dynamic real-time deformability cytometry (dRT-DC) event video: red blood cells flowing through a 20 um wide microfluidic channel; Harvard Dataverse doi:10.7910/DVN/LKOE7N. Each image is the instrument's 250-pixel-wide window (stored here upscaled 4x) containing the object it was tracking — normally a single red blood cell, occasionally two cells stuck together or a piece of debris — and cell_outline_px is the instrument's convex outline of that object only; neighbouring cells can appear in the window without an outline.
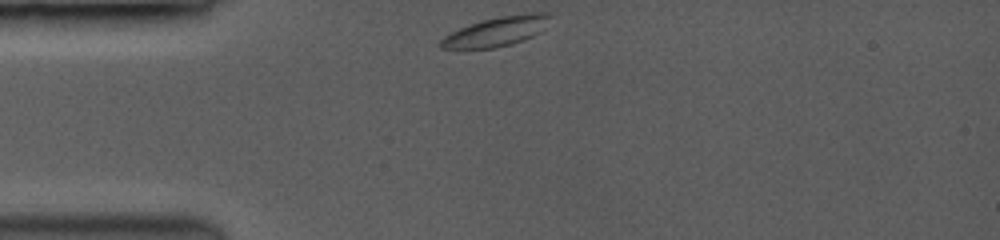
{"species": "common noctule bat (a hibernating species)", "species_latin": "Nyctalus noctula", "temperature_condition": "room temperature", "stored_images_in_passage": 4, "camera_frame_rate_fps": 3500, "um_per_image_px": 0.085, "animal": {"sex": "female", "body_mass_g": 19.0, "forearm_length_mm": 53.3}, "frame": {"image": 1, "passage_image": 1, "time_ms": 0.0, "image_size_px": [1000, 240], "cell_outline_px": [[552, 16], [540, 32], [524, 40], [512, 44], [492, 48], [440, 48], [440, 40], [444, 36], [460, 28], [484, 20], [500, 16], [524, 12], [552, 12]], "centroid_in_image_um": [42.27, 2.65], "position_along_channel_um": 42.7, "area_um2": 18.67}}
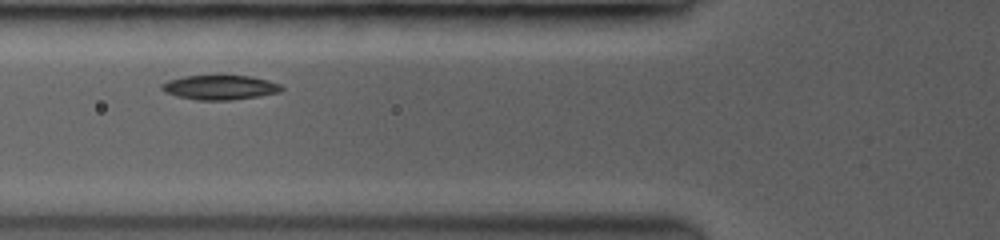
{"frame": {"image": 2, "passage_image": 3, "time_ms": 2.286, "image_size_px": [1000, 240], "cell_outline_px": [[284, 88], [280, 92], [256, 96], [228, 100], [200, 100], [180, 96], [168, 92], [160, 88], [160, 84], [168, 80], [184, 76], [216, 72], [252, 76], [268, 80], [280, 84]], "centroid_in_image_um": [18.7, 7.36], "position_along_channel_um": 107.1, "area_um2": 17.74}}